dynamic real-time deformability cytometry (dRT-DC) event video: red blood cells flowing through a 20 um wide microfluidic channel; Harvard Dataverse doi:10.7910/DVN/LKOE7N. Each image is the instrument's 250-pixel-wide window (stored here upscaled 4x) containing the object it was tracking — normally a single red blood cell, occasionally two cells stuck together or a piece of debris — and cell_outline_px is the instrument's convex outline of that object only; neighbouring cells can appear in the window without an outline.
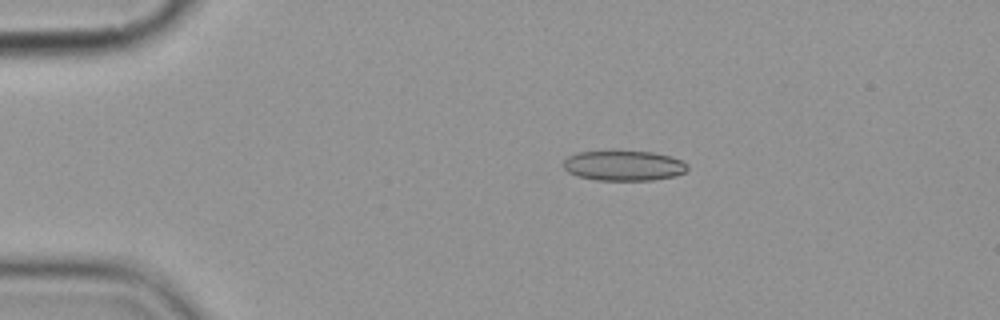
{"species": "common noctule bat (a hibernating species)", "species_latin": "Nyctalus noctula", "temperature_condition": "cold", "stored_images_in_passage": 6, "camera_frame_rate_fps": 3000, "um_per_image_px": 0.085, "animal": {"sex": "female", "body_mass_g": 19.9}, "frame": {"image": 1, "passage_image": 3, "time_ms": 2.333, "image_size_px": [1000, 320], "cell_outline_px": [[688, 168], [684, 172], [676, 176], [652, 180], [596, 180], [576, 176], [568, 172], [564, 168], [564, 160], [568, 156], [576, 152], [612, 148], [652, 152], [672, 156], [688, 164]], "centroid_in_image_um": [52.98, 14.03], "position_along_channel_um": 32.0, "area_um2": 22.77}}
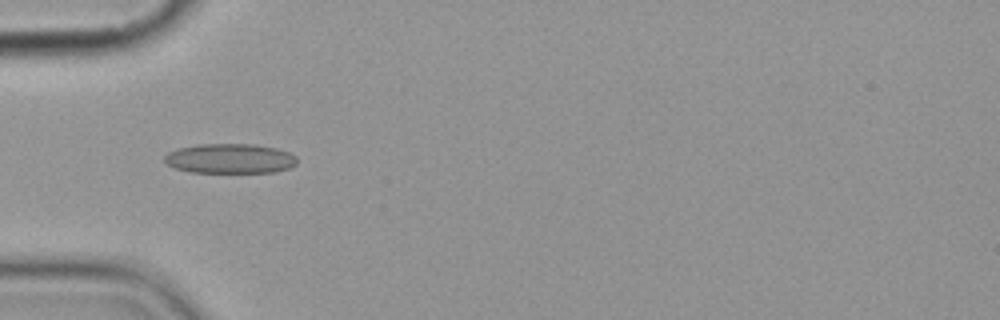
{"frame": {"image": 2, "passage_image": 5, "time_ms": 4.667, "image_size_px": [1000, 320], "cell_outline_px": [[296, 164], [288, 168], [276, 172], [192, 172], [176, 168], [168, 164], [164, 160], [164, 156], [168, 152], [176, 148], [200, 144], [256, 144], [276, 148], [288, 152], [296, 156]], "centroid_in_image_um": [19.55, 13.47], "position_along_channel_um": 65.5, "area_um2": 22.95}}
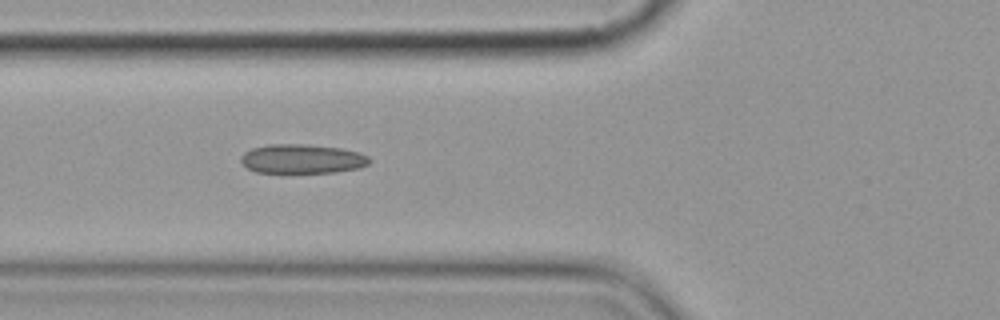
{"frame": {"image": 3, "passage_image": 6, "time_ms": 5.667, "image_size_px": [1000, 320], "cell_outline_px": [[372, 160], [368, 164], [360, 168], [336, 172], [284, 176], [256, 172], [248, 168], [240, 160], [240, 156], [244, 152], [252, 148], [268, 144], [304, 144], [340, 148], [360, 152], [368, 156]], "centroid_in_image_um": [25.66, 13.56], "position_along_channel_um": 100.1, "area_um2": 23.06}}